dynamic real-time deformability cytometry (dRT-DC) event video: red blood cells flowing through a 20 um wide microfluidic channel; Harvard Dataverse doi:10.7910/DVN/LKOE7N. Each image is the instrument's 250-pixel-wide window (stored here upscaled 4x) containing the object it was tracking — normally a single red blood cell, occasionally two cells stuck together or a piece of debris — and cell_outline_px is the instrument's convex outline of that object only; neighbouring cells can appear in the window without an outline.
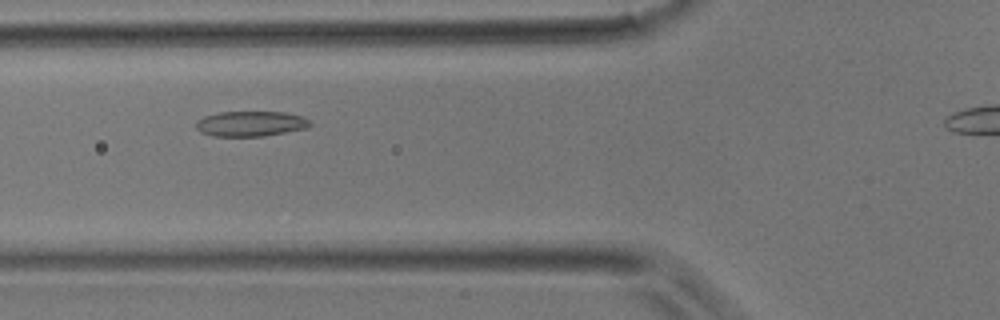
{"species": "common noctule bat (a hibernating species)", "species_latin": "Nyctalus noctula", "temperature_condition": "room temperature", "stored_images_in_passage": 31, "camera_frame_rate_fps": 3000, "um_per_image_px": 0.085, "animal": {"sex": "male", "body_mass_g": 17.9}, "frame": {"image": 1, "passage_image": 8, "time_ms": 2.333, "image_size_px": [1000, 320], "cell_outline_px": [[312, 124], [308, 128], [264, 136], [212, 136], [200, 132], [196, 128], [196, 120], [204, 116], [220, 112], [284, 112], [304, 116]], "centroid_in_image_um": [21.31, 10.51], "position_along_channel_um": 104.5, "area_um2": 16.88}}
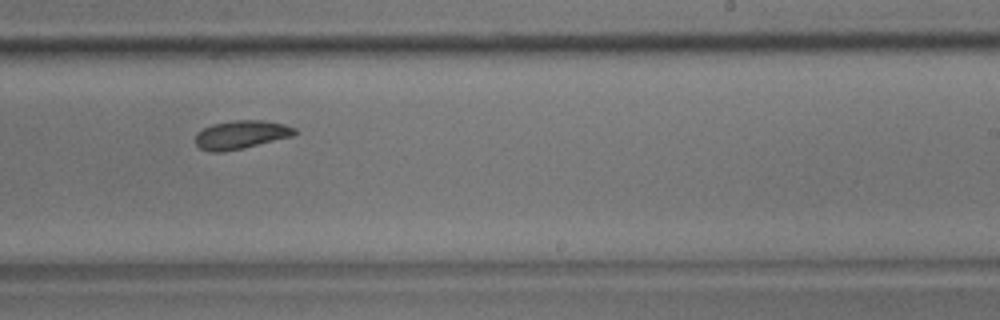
{"frame": {"image": 2, "passage_image": 19, "time_ms": 6.0, "image_size_px": [1000, 320], "cell_outline_px": [[296, 136], [244, 148], [224, 152], [212, 152], [200, 148], [196, 144], [196, 132], [212, 124], [236, 120], [264, 120], [284, 124], [296, 128]], "centroid_in_image_um": [20.53, 11.45], "position_along_channel_um": 268.5, "area_um2": 16.65}}
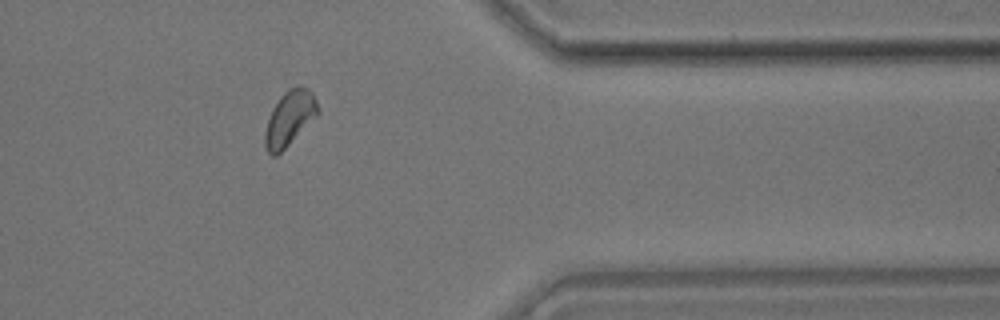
{"frame": {"image": 3, "passage_image": 28, "time_ms": 9.0, "image_size_px": [1000, 320], "cell_outline_px": [[320, 112], [276, 156], [272, 156], [268, 152], [264, 144], [264, 132], [272, 108], [280, 96], [288, 88], [296, 84], [300, 84], [308, 88], [312, 92], [320, 108]], "centroid_in_image_um": [24.61, 9.99], "position_along_channel_um": 386.8, "area_um2": 16.94}}